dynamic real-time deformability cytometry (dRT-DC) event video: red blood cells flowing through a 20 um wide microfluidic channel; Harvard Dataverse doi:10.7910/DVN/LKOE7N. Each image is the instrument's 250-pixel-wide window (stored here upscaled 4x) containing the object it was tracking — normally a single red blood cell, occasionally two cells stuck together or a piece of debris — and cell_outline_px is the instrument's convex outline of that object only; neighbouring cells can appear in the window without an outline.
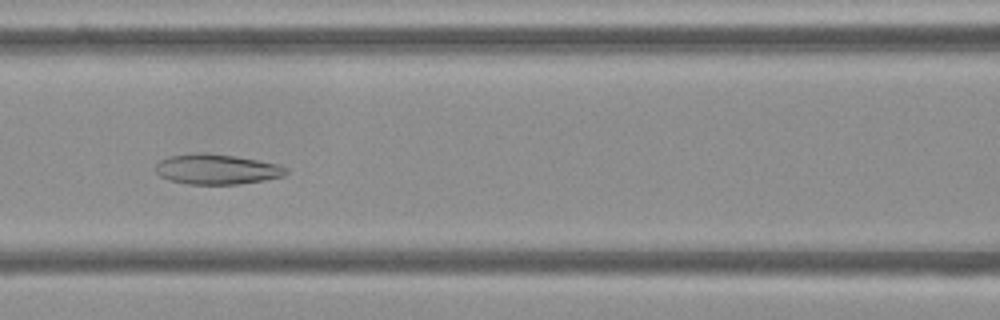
{"species": "Egyptian fruit bat (a non-hibernating species)", "species_latin": "Rousettus aegyptiacus", "temperature_condition": "cold", "stored_images_in_passage": 41, "camera_frame_rate_fps": 3000, "um_per_image_px": 0.085, "frame": {"image": 1, "passage_image": 10, "time_ms": 3.0, "image_size_px": [1000, 320], "cell_outline_px": [[288, 172], [284, 176], [264, 180], [236, 184], [188, 184], [168, 180], [160, 176], [156, 172], [156, 164], [160, 160], [168, 156], [196, 152], [204, 152], [232, 156], [280, 164], [288, 168]], "centroid_in_image_um": [18.41, 14.38], "position_along_channel_um": 148.2, "area_um2": 23.0}}
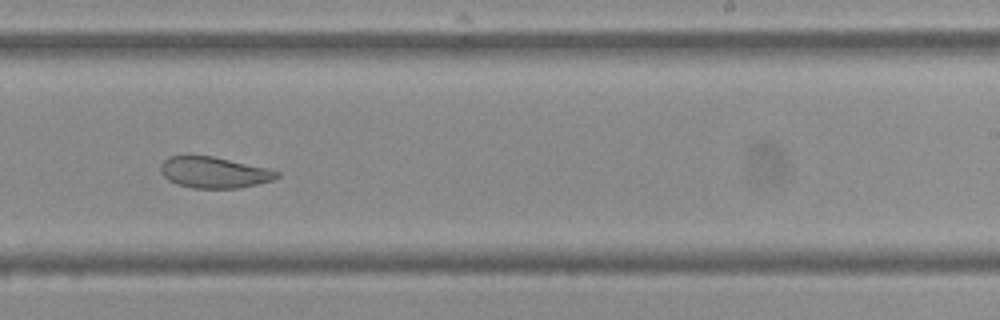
{"frame": {"image": 2, "passage_image": 20, "time_ms": 6.333, "image_size_px": [1000, 320], "cell_outline_px": [[280, 176], [272, 180], [256, 184], [236, 188], [192, 188], [176, 184], [168, 180], [160, 172], [160, 164], [168, 156], [212, 156], [268, 168], [280, 172]], "centroid_in_image_um": [18.17, 14.66], "position_along_channel_um": 270.8, "area_um2": 21.04}}
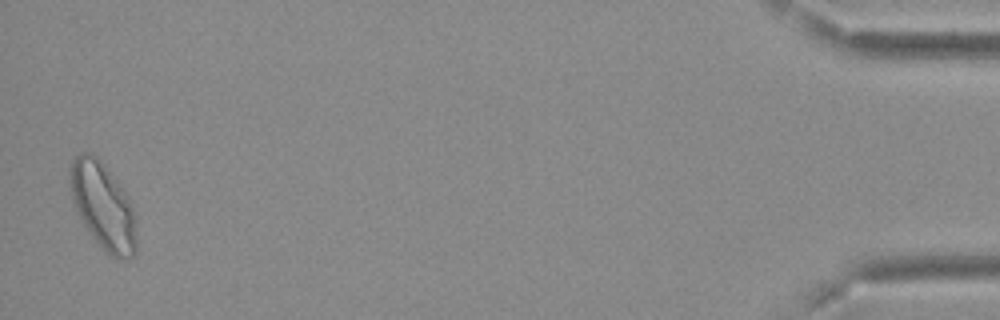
{"frame": {"image": 3, "passage_image": 40, "time_ms": 13.0, "image_size_px": [1000, 320], "cell_outline_px": [[136, 252], [128, 260], [116, 260], [88, 232], [76, 212], [72, 200], [68, 180], [68, 168], [72, 160], [80, 152], [92, 152], [104, 164], [116, 180], [124, 192], [132, 208], [136, 240]], "centroid_in_image_um": [8.7, 17.48], "position_along_channel_um": 426.5, "area_um2": 33.47}, "authors_computed_cell_mechanics": {"area_um2": 24.4494, "velocity_mm_per_s": 3.6878, "shape_relaxation_time_tau1_ms": null, "shape_relaxation_time_tau2_ms": 3.0172, "deformation_change_tau1": null, "deformation_change_tau2": 0.0791}}